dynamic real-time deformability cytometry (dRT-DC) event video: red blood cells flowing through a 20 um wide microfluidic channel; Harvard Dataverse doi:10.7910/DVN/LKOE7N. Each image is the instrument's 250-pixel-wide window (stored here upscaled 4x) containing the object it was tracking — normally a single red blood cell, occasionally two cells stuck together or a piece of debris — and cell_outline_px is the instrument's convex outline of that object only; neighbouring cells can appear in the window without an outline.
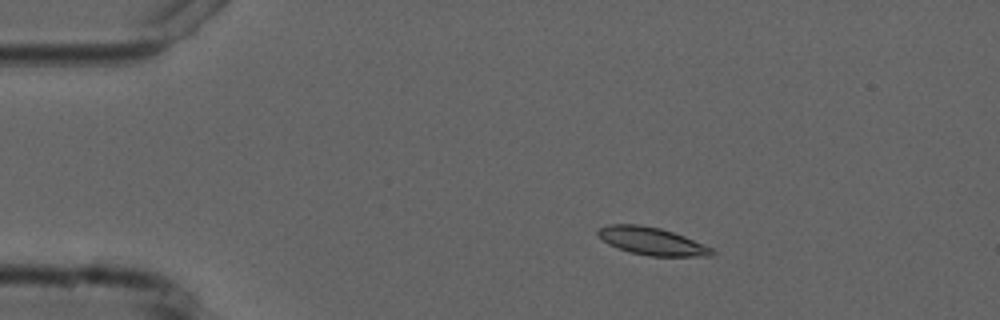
{"species": "common noctule bat (a hibernating species)", "species_latin": "Nyctalus noctula", "temperature_condition": "cold", "stored_images_in_passage": 6, "camera_frame_rate_fps": 3000, "um_per_image_px": 0.085, "animal": {"sex": "male", "forearm_length_mm": 52.5}, "frame": {"image": 1, "passage_image": 3, "time_ms": 2.667, "image_size_px": [1000, 320], "cell_outline_px": [[716, 252], [712, 256], [648, 256], [628, 252], [616, 248], [608, 244], [596, 232], [600, 228], [608, 224], [640, 224], [660, 228], [684, 236], [704, 244], [712, 248]], "centroid_in_image_um": [55.41, 20.5], "position_along_channel_um": 29.6, "area_um2": 18.44}}
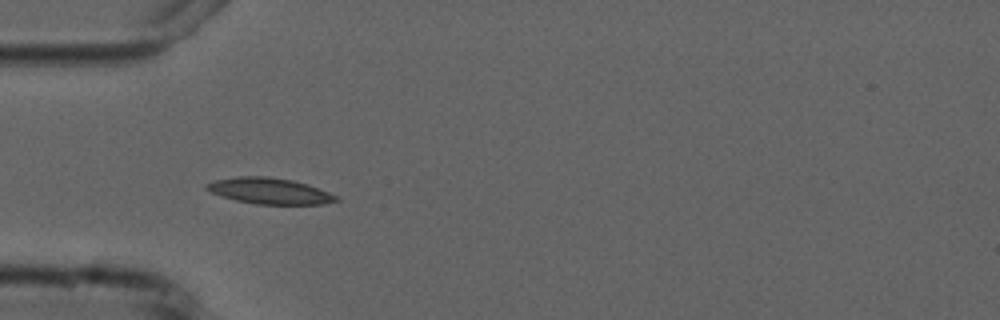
{"frame": {"image": 2, "passage_image": 5, "time_ms": 5.0, "image_size_px": [1000, 320], "cell_outline_px": [[340, 200], [324, 204], [256, 204], [236, 200], [220, 196], [204, 188], [204, 184], [216, 180], [236, 176], [268, 176], [292, 180], [308, 184], [340, 196]], "centroid_in_image_um": [22.93, 16.23], "position_along_channel_um": 62.1, "area_um2": 19.83}}
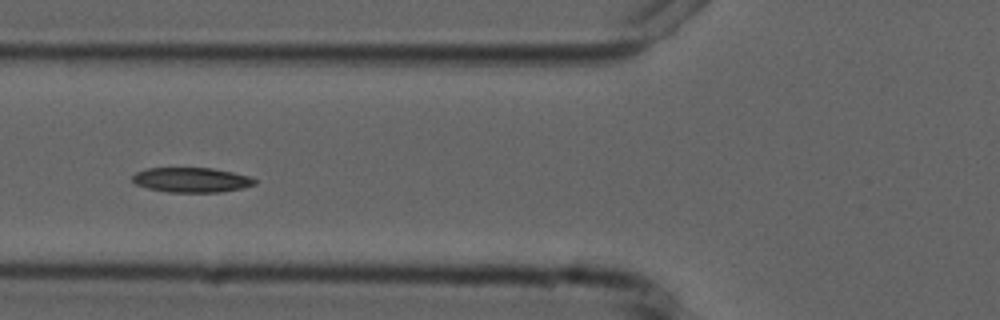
{"frame": {"image": 3, "passage_image": 6, "time_ms": 6.333, "image_size_px": [1000, 320], "cell_outline_px": [[256, 184], [244, 188], [220, 192], [168, 192], [148, 188], [136, 184], [132, 180], [132, 176], [136, 172], [148, 168], [212, 168], [232, 172], [248, 176], [256, 180]], "centroid_in_image_um": [16.28, 15.29], "position_along_channel_um": 109.5, "area_um2": 17.63}}